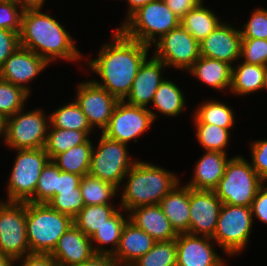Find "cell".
Returning a JSON list of instances; mask_svg holds the SVG:
<instances>
[{
    "instance_id": "2",
    "label": "cell",
    "mask_w": 267,
    "mask_h": 266,
    "mask_svg": "<svg viewBox=\"0 0 267 266\" xmlns=\"http://www.w3.org/2000/svg\"><path fill=\"white\" fill-rule=\"evenodd\" d=\"M62 24L41 10L23 12L20 46L31 50L48 63L55 59L76 61L82 58L73 38Z\"/></svg>"
},
{
    "instance_id": "6",
    "label": "cell",
    "mask_w": 267,
    "mask_h": 266,
    "mask_svg": "<svg viewBox=\"0 0 267 266\" xmlns=\"http://www.w3.org/2000/svg\"><path fill=\"white\" fill-rule=\"evenodd\" d=\"M263 183L251 163L238 155L228 161L224 176L214 192L222 204L251 207Z\"/></svg>"
},
{
    "instance_id": "38",
    "label": "cell",
    "mask_w": 267,
    "mask_h": 266,
    "mask_svg": "<svg viewBox=\"0 0 267 266\" xmlns=\"http://www.w3.org/2000/svg\"><path fill=\"white\" fill-rule=\"evenodd\" d=\"M196 138L205 151L225 152L229 141L230 129L221 128L217 125L195 124Z\"/></svg>"
},
{
    "instance_id": "1",
    "label": "cell",
    "mask_w": 267,
    "mask_h": 266,
    "mask_svg": "<svg viewBox=\"0 0 267 266\" xmlns=\"http://www.w3.org/2000/svg\"><path fill=\"white\" fill-rule=\"evenodd\" d=\"M114 33V41L104 44L98 57L88 60L87 66L101 78V82L93 80L96 84L124 101L150 46L127 37L119 28Z\"/></svg>"
},
{
    "instance_id": "42",
    "label": "cell",
    "mask_w": 267,
    "mask_h": 266,
    "mask_svg": "<svg viewBox=\"0 0 267 266\" xmlns=\"http://www.w3.org/2000/svg\"><path fill=\"white\" fill-rule=\"evenodd\" d=\"M250 19L243 24L241 29L242 38H261L267 40V10L264 8L254 9Z\"/></svg>"
},
{
    "instance_id": "30",
    "label": "cell",
    "mask_w": 267,
    "mask_h": 266,
    "mask_svg": "<svg viewBox=\"0 0 267 266\" xmlns=\"http://www.w3.org/2000/svg\"><path fill=\"white\" fill-rule=\"evenodd\" d=\"M181 89L172 81L164 79L156 90L151 106L160 114L175 117L185 108V97Z\"/></svg>"
},
{
    "instance_id": "36",
    "label": "cell",
    "mask_w": 267,
    "mask_h": 266,
    "mask_svg": "<svg viewBox=\"0 0 267 266\" xmlns=\"http://www.w3.org/2000/svg\"><path fill=\"white\" fill-rule=\"evenodd\" d=\"M29 93L21 87L0 79V120L3 122L25 107Z\"/></svg>"
},
{
    "instance_id": "7",
    "label": "cell",
    "mask_w": 267,
    "mask_h": 266,
    "mask_svg": "<svg viewBox=\"0 0 267 266\" xmlns=\"http://www.w3.org/2000/svg\"><path fill=\"white\" fill-rule=\"evenodd\" d=\"M8 181V202H33L38 179L50 161L44 148L17 149Z\"/></svg>"
},
{
    "instance_id": "21",
    "label": "cell",
    "mask_w": 267,
    "mask_h": 266,
    "mask_svg": "<svg viewBox=\"0 0 267 266\" xmlns=\"http://www.w3.org/2000/svg\"><path fill=\"white\" fill-rule=\"evenodd\" d=\"M128 216L131 223L157 242L172 241L178 236L159 204L136 207L128 212Z\"/></svg>"
},
{
    "instance_id": "11",
    "label": "cell",
    "mask_w": 267,
    "mask_h": 266,
    "mask_svg": "<svg viewBox=\"0 0 267 266\" xmlns=\"http://www.w3.org/2000/svg\"><path fill=\"white\" fill-rule=\"evenodd\" d=\"M0 253L14 260L31 254L26 236V202L0 201Z\"/></svg>"
},
{
    "instance_id": "41",
    "label": "cell",
    "mask_w": 267,
    "mask_h": 266,
    "mask_svg": "<svg viewBox=\"0 0 267 266\" xmlns=\"http://www.w3.org/2000/svg\"><path fill=\"white\" fill-rule=\"evenodd\" d=\"M240 58L248 64L267 66V40L242 38Z\"/></svg>"
},
{
    "instance_id": "32",
    "label": "cell",
    "mask_w": 267,
    "mask_h": 266,
    "mask_svg": "<svg viewBox=\"0 0 267 266\" xmlns=\"http://www.w3.org/2000/svg\"><path fill=\"white\" fill-rule=\"evenodd\" d=\"M193 116L195 124H214L227 129L235 125L232 108L216 100H209L199 105Z\"/></svg>"
},
{
    "instance_id": "54",
    "label": "cell",
    "mask_w": 267,
    "mask_h": 266,
    "mask_svg": "<svg viewBox=\"0 0 267 266\" xmlns=\"http://www.w3.org/2000/svg\"><path fill=\"white\" fill-rule=\"evenodd\" d=\"M263 89H267V68H266V71H265L264 87H263Z\"/></svg>"
},
{
    "instance_id": "24",
    "label": "cell",
    "mask_w": 267,
    "mask_h": 266,
    "mask_svg": "<svg viewBox=\"0 0 267 266\" xmlns=\"http://www.w3.org/2000/svg\"><path fill=\"white\" fill-rule=\"evenodd\" d=\"M179 185L160 200L159 206L177 233H187L190 223L189 187Z\"/></svg>"
},
{
    "instance_id": "10",
    "label": "cell",
    "mask_w": 267,
    "mask_h": 266,
    "mask_svg": "<svg viewBox=\"0 0 267 266\" xmlns=\"http://www.w3.org/2000/svg\"><path fill=\"white\" fill-rule=\"evenodd\" d=\"M127 144L108 138L101 132L98 146H93L89 175L119 188L129 169L137 162L130 158Z\"/></svg>"
},
{
    "instance_id": "51",
    "label": "cell",
    "mask_w": 267,
    "mask_h": 266,
    "mask_svg": "<svg viewBox=\"0 0 267 266\" xmlns=\"http://www.w3.org/2000/svg\"><path fill=\"white\" fill-rule=\"evenodd\" d=\"M23 11L41 10L46 0H13Z\"/></svg>"
},
{
    "instance_id": "16",
    "label": "cell",
    "mask_w": 267,
    "mask_h": 266,
    "mask_svg": "<svg viewBox=\"0 0 267 266\" xmlns=\"http://www.w3.org/2000/svg\"><path fill=\"white\" fill-rule=\"evenodd\" d=\"M241 43L240 29L227 22H221L199 42L200 56L224 61L233 66V62L241 60Z\"/></svg>"
},
{
    "instance_id": "49",
    "label": "cell",
    "mask_w": 267,
    "mask_h": 266,
    "mask_svg": "<svg viewBox=\"0 0 267 266\" xmlns=\"http://www.w3.org/2000/svg\"><path fill=\"white\" fill-rule=\"evenodd\" d=\"M180 20L203 0H163Z\"/></svg>"
},
{
    "instance_id": "8",
    "label": "cell",
    "mask_w": 267,
    "mask_h": 266,
    "mask_svg": "<svg viewBox=\"0 0 267 266\" xmlns=\"http://www.w3.org/2000/svg\"><path fill=\"white\" fill-rule=\"evenodd\" d=\"M46 117H48L46 119ZM50 123V115L40 109L24 112L19 110L3 121L2 137L12 149L44 148Z\"/></svg>"
},
{
    "instance_id": "18",
    "label": "cell",
    "mask_w": 267,
    "mask_h": 266,
    "mask_svg": "<svg viewBox=\"0 0 267 266\" xmlns=\"http://www.w3.org/2000/svg\"><path fill=\"white\" fill-rule=\"evenodd\" d=\"M210 237L178 233L176 266H226L225 260L218 255Z\"/></svg>"
},
{
    "instance_id": "4",
    "label": "cell",
    "mask_w": 267,
    "mask_h": 266,
    "mask_svg": "<svg viewBox=\"0 0 267 266\" xmlns=\"http://www.w3.org/2000/svg\"><path fill=\"white\" fill-rule=\"evenodd\" d=\"M73 218L48 203L26 202V236L31 253L50 254Z\"/></svg>"
},
{
    "instance_id": "25",
    "label": "cell",
    "mask_w": 267,
    "mask_h": 266,
    "mask_svg": "<svg viewBox=\"0 0 267 266\" xmlns=\"http://www.w3.org/2000/svg\"><path fill=\"white\" fill-rule=\"evenodd\" d=\"M188 71L211 88L230 90L232 66L224 61L200 56Z\"/></svg>"
},
{
    "instance_id": "17",
    "label": "cell",
    "mask_w": 267,
    "mask_h": 266,
    "mask_svg": "<svg viewBox=\"0 0 267 266\" xmlns=\"http://www.w3.org/2000/svg\"><path fill=\"white\" fill-rule=\"evenodd\" d=\"M49 63L31 50L19 46L0 68V79L21 87L30 94L29 83L37 77Z\"/></svg>"
},
{
    "instance_id": "47",
    "label": "cell",
    "mask_w": 267,
    "mask_h": 266,
    "mask_svg": "<svg viewBox=\"0 0 267 266\" xmlns=\"http://www.w3.org/2000/svg\"><path fill=\"white\" fill-rule=\"evenodd\" d=\"M20 261V266H58L51 254L31 253L15 259V262Z\"/></svg>"
},
{
    "instance_id": "20",
    "label": "cell",
    "mask_w": 267,
    "mask_h": 266,
    "mask_svg": "<svg viewBox=\"0 0 267 266\" xmlns=\"http://www.w3.org/2000/svg\"><path fill=\"white\" fill-rule=\"evenodd\" d=\"M50 254L58 266H81L96 253L90 237L73 224L59 238Z\"/></svg>"
},
{
    "instance_id": "43",
    "label": "cell",
    "mask_w": 267,
    "mask_h": 266,
    "mask_svg": "<svg viewBox=\"0 0 267 266\" xmlns=\"http://www.w3.org/2000/svg\"><path fill=\"white\" fill-rule=\"evenodd\" d=\"M14 1H0V29L21 31L23 11Z\"/></svg>"
},
{
    "instance_id": "31",
    "label": "cell",
    "mask_w": 267,
    "mask_h": 266,
    "mask_svg": "<svg viewBox=\"0 0 267 266\" xmlns=\"http://www.w3.org/2000/svg\"><path fill=\"white\" fill-rule=\"evenodd\" d=\"M89 139L84 131L60 129L49 124L45 151L50 160L56 155L68 151L70 148L81 145Z\"/></svg>"
},
{
    "instance_id": "44",
    "label": "cell",
    "mask_w": 267,
    "mask_h": 266,
    "mask_svg": "<svg viewBox=\"0 0 267 266\" xmlns=\"http://www.w3.org/2000/svg\"><path fill=\"white\" fill-rule=\"evenodd\" d=\"M251 154L252 168L264 182L267 181V139L252 142Z\"/></svg>"
},
{
    "instance_id": "40",
    "label": "cell",
    "mask_w": 267,
    "mask_h": 266,
    "mask_svg": "<svg viewBox=\"0 0 267 266\" xmlns=\"http://www.w3.org/2000/svg\"><path fill=\"white\" fill-rule=\"evenodd\" d=\"M48 204L60 213L67 214L74 218L85 206L80 187L73 191L59 192Z\"/></svg>"
},
{
    "instance_id": "52",
    "label": "cell",
    "mask_w": 267,
    "mask_h": 266,
    "mask_svg": "<svg viewBox=\"0 0 267 266\" xmlns=\"http://www.w3.org/2000/svg\"><path fill=\"white\" fill-rule=\"evenodd\" d=\"M128 2V13L127 18L125 21L134 13L136 12L140 7L145 6L146 4L150 3L154 0H126Z\"/></svg>"
},
{
    "instance_id": "12",
    "label": "cell",
    "mask_w": 267,
    "mask_h": 266,
    "mask_svg": "<svg viewBox=\"0 0 267 266\" xmlns=\"http://www.w3.org/2000/svg\"><path fill=\"white\" fill-rule=\"evenodd\" d=\"M154 56L167 67L188 70L200 57L199 42L180 24L155 42Z\"/></svg>"
},
{
    "instance_id": "35",
    "label": "cell",
    "mask_w": 267,
    "mask_h": 266,
    "mask_svg": "<svg viewBox=\"0 0 267 266\" xmlns=\"http://www.w3.org/2000/svg\"><path fill=\"white\" fill-rule=\"evenodd\" d=\"M81 195L85 205L109 204L119 189L91 175H84L80 182Z\"/></svg>"
},
{
    "instance_id": "46",
    "label": "cell",
    "mask_w": 267,
    "mask_h": 266,
    "mask_svg": "<svg viewBox=\"0 0 267 266\" xmlns=\"http://www.w3.org/2000/svg\"><path fill=\"white\" fill-rule=\"evenodd\" d=\"M252 215L267 224V186L262 185L251 205Z\"/></svg>"
},
{
    "instance_id": "53",
    "label": "cell",
    "mask_w": 267,
    "mask_h": 266,
    "mask_svg": "<svg viewBox=\"0 0 267 266\" xmlns=\"http://www.w3.org/2000/svg\"><path fill=\"white\" fill-rule=\"evenodd\" d=\"M14 263L15 260L13 258L0 253V266H13Z\"/></svg>"
},
{
    "instance_id": "45",
    "label": "cell",
    "mask_w": 267,
    "mask_h": 266,
    "mask_svg": "<svg viewBox=\"0 0 267 266\" xmlns=\"http://www.w3.org/2000/svg\"><path fill=\"white\" fill-rule=\"evenodd\" d=\"M20 46L19 33L0 29V68L5 60Z\"/></svg>"
},
{
    "instance_id": "48",
    "label": "cell",
    "mask_w": 267,
    "mask_h": 266,
    "mask_svg": "<svg viewBox=\"0 0 267 266\" xmlns=\"http://www.w3.org/2000/svg\"><path fill=\"white\" fill-rule=\"evenodd\" d=\"M83 176L63 172L58 168V183L56 194L59 192L73 191L75 188L80 186V182Z\"/></svg>"
},
{
    "instance_id": "3",
    "label": "cell",
    "mask_w": 267,
    "mask_h": 266,
    "mask_svg": "<svg viewBox=\"0 0 267 266\" xmlns=\"http://www.w3.org/2000/svg\"><path fill=\"white\" fill-rule=\"evenodd\" d=\"M127 179L123 185L120 209L127 211L146 205L159 204L180 179L175 173H171L157 165L137 161L124 177Z\"/></svg>"
},
{
    "instance_id": "34",
    "label": "cell",
    "mask_w": 267,
    "mask_h": 266,
    "mask_svg": "<svg viewBox=\"0 0 267 266\" xmlns=\"http://www.w3.org/2000/svg\"><path fill=\"white\" fill-rule=\"evenodd\" d=\"M49 124L55 128L84 131L88 135L93 131L75 100L50 113Z\"/></svg>"
},
{
    "instance_id": "15",
    "label": "cell",
    "mask_w": 267,
    "mask_h": 266,
    "mask_svg": "<svg viewBox=\"0 0 267 266\" xmlns=\"http://www.w3.org/2000/svg\"><path fill=\"white\" fill-rule=\"evenodd\" d=\"M221 206L222 202L214 190H195L189 187L188 233L212 238L217 227Z\"/></svg>"
},
{
    "instance_id": "37",
    "label": "cell",
    "mask_w": 267,
    "mask_h": 266,
    "mask_svg": "<svg viewBox=\"0 0 267 266\" xmlns=\"http://www.w3.org/2000/svg\"><path fill=\"white\" fill-rule=\"evenodd\" d=\"M177 244L172 241H159L152 249L140 257L131 266H176Z\"/></svg>"
},
{
    "instance_id": "23",
    "label": "cell",
    "mask_w": 267,
    "mask_h": 266,
    "mask_svg": "<svg viewBox=\"0 0 267 266\" xmlns=\"http://www.w3.org/2000/svg\"><path fill=\"white\" fill-rule=\"evenodd\" d=\"M156 242L128 220L123 227L118 249L113 256L122 266H131L150 251Z\"/></svg>"
},
{
    "instance_id": "22",
    "label": "cell",
    "mask_w": 267,
    "mask_h": 266,
    "mask_svg": "<svg viewBox=\"0 0 267 266\" xmlns=\"http://www.w3.org/2000/svg\"><path fill=\"white\" fill-rule=\"evenodd\" d=\"M227 154L219 151H206L196 163L193 178L186 186L195 190H214L224 176Z\"/></svg>"
},
{
    "instance_id": "39",
    "label": "cell",
    "mask_w": 267,
    "mask_h": 266,
    "mask_svg": "<svg viewBox=\"0 0 267 266\" xmlns=\"http://www.w3.org/2000/svg\"><path fill=\"white\" fill-rule=\"evenodd\" d=\"M58 183V167L50 160L38 179L34 203H48L55 195Z\"/></svg>"
},
{
    "instance_id": "19",
    "label": "cell",
    "mask_w": 267,
    "mask_h": 266,
    "mask_svg": "<svg viewBox=\"0 0 267 266\" xmlns=\"http://www.w3.org/2000/svg\"><path fill=\"white\" fill-rule=\"evenodd\" d=\"M165 67L167 68L165 63L154 55L149 60L146 58L137 72L129 95L124 101L130 105L147 108L148 104L153 102L160 83L165 79L161 76Z\"/></svg>"
},
{
    "instance_id": "29",
    "label": "cell",
    "mask_w": 267,
    "mask_h": 266,
    "mask_svg": "<svg viewBox=\"0 0 267 266\" xmlns=\"http://www.w3.org/2000/svg\"><path fill=\"white\" fill-rule=\"evenodd\" d=\"M222 21L201 2L188 12L180 24L198 41L205 39Z\"/></svg>"
},
{
    "instance_id": "5",
    "label": "cell",
    "mask_w": 267,
    "mask_h": 266,
    "mask_svg": "<svg viewBox=\"0 0 267 266\" xmlns=\"http://www.w3.org/2000/svg\"><path fill=\"white\" fill-rule=\"evenodd\" d=\"M180 25L178 18L163 0L140 7L119 29L129 38L152 46L163 35ZM158 35V37H157Z\"/></svg>"
},
{
    "instance_id": "27",
    "label": "cell",
    "mask_w": 267,
    "mask_h": 266,
    "mask_svg": "<svg viewBox=\"0 0 267 266\" xmlns=\"http://www.w3.org/2000/svg\"><path fill=\"white\" fill-rule=\"evenodd\" d=\"M93 143L90 138L83 144L56 155L52 161L63 172L80 176L88 175L91 164Z\"/></svg>"
},
{
    "instance_id": "9",
    "label": "cell",
    "mask_w": 267,
    "mask_h": 266,
    "mask_svg": "<svg viewBox=\"0 0 267 266\" xmlns=\"http://www.w3.org/2000/svg\"><path fill=\"white\" fill-rule=\"evenodd\" d=\"M252 225L251 207L222 204L212 242L215 241L223 253L237 255L248 244Z\"/></svg>"
},
{
    "instance_id": "28",
    "label": "cell",
    "mask_w": 267,
    "mask_h": 266,
    "mask_svg": "<svg viewBox=\"0 0 267 266\" xmlns=\"http://www.w3.org/2000/svg\"><path fill=\"white\" fill-rule=\"evenodd\" d=\"M118 210L119 209H117V211L109 219H107V223H105L100 229L96 230L90 237L95 253L113 255L118 249L123 227L129 220L128 215L127 218H125L120 211L118 212ZM94 241L98 245H93ZM106 244H111L112 248H105L104 245Z\"/></svg>"
},
{
    "instance_id": "33",
    "label": "cell",
    "mask_w": 267,
    "mask_h": 266,
    "mask_svg": "<svg viewBox=\"0 0 267 266\" xmlns=\"http://www.w3.org/2000/svg\"><path fill=\"white\" fill-rule=\"evenodd\" d=\"M117 210L111 204L85 205L73 218L74 225L91 237Z\"/></svg>"
},
{
    "instance_id": "14",
    "label": "cell",
    "mask_w": 267,
    "mask_h": 266,
    "mask_svg": "<svg viewBox=\"0 0 267 266\" xmlns=\"http://www.w3.org/2000/svg\"><path fill=\"white\" fill-rule=\"evenodd\" d=\"M75 97L91 128L103 132L119 100L93 80L81 82Z\"/></svg>"
},
{
    "instance_id": "26",
    "label": "cell",
    "mask_w": 267,
    "mask_h": 266,
    "mask_svg": "<svg viewBox=\"0 0 267 266\" xmlns=\"http://www.w3.org/2000/svg\"><path fill=\"white\" fill-rule=\"evenodd\" d=\"M239 63L232 66L230 92L245 96L263 89L267 66Z\"/></svg>"
},
{
    "instance_id": "50",
    "label": "cell",
    "mask_w": 267,
    "mask_h": 266,
    "mask_svg": "<svg viewBox=\"0 0 267 266\" xmlns=\"http://www.w3.org/2000/svg\"><path fill=\"white\" fill-rule=\"evenodd\" d=\"M81 266H122L111 254H94Z\"/></svg>"
},
{
    "instance_id": "13",
    "label": "cell",
    "mask_w": 267,
    "mask_h": 266,
    "mask_svg": "<svg viewBox=\"0 0 267 266\" xmlns=\"http://www.w3.org/2000/svg\"><path fill=\"white\" fill-rule=\"evenodd\" d=\"M156 113L149 108L127 104L119 101L111 115L109 125L102 132L108 138L123 144L145 133L154 120Z\"/></svg>"
},
{
    "instance_id": "55",
    "label": "cell",
    "mask_w": 267,
    "mask_h": 266,
    "mask_svg": "<svg viewBox=\"0 0 267 266\" xmlns=\"http://www.w3.org/2000/svg\"><path fill=\"white\" fill-rule=\"evenodd\" d=\"M3 122L0 120V137H2Z\"/></svg>"
}]
</instances>
